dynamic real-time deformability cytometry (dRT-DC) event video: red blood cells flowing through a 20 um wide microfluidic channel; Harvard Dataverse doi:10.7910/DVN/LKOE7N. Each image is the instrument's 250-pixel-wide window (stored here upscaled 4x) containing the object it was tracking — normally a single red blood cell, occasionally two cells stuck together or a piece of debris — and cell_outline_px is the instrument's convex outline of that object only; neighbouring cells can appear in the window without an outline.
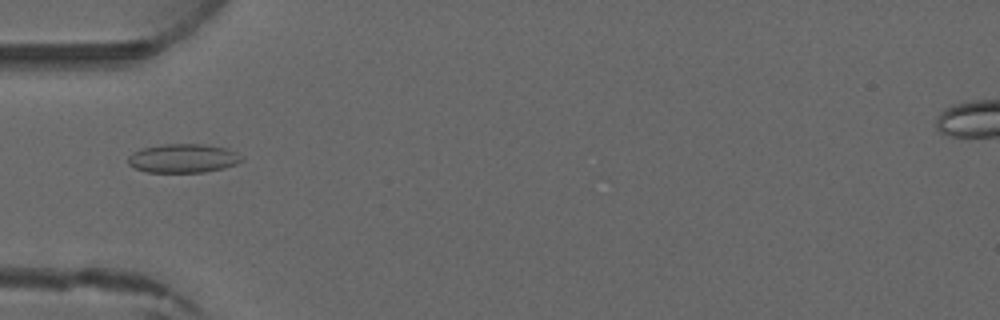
{"species": "common noctule bat (a hibernating species)", "species_latin": "Nyctalus noctula", "temperature_condition": "warm", "stored_images_in_passage": 5, "camera_frame_rate_fps": 3000, "um_per_image_px": 0.085, "animal": {"sex": "male", "forearm_length_mm": 52.5}, "frame": {"image": 1, "passage_image": 4, "time_ms": 3.667, "image_size_px": [1000, 320], "cell_outline_px": [[244, 160], [236, 164], [224, 168], [204, 172], [148, 172], [136, 168], [128, 164], [128, 156], [132, 152], [140, 148], [160, 144], [204, 144], [224, 148], [236, 152]], "centroid_in_image_um": [15.54, 13.45], "position_along_channel_um": 69.5, "area_um2": 19.13}}
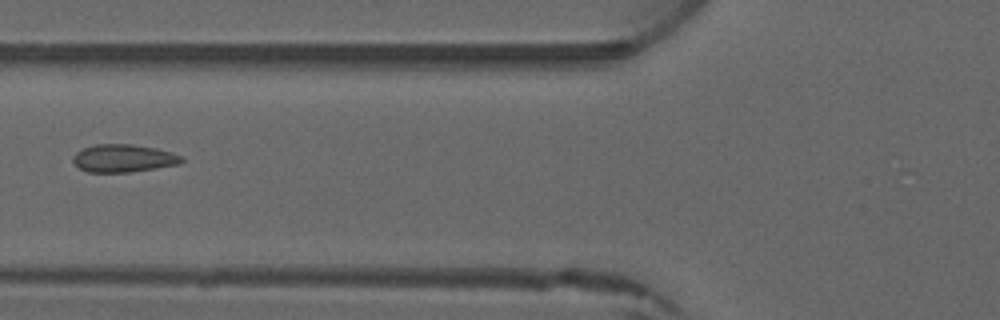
{"frame": {"image": 2, "passage_image": 5, "time_ms": 4.667, "image_size_px": [1000, 320], "cell_outline_px": [[184, 160], [180, 164], [132, 172], [88, 172], [80, 168], [72, 160], [72, 156], [76, 152], [84, 148], [96, 144], [132, 144], [156, 148], [172, 152], [184, 156]], "centroid_in_image_um": [10.53, 13.45], "position_along_channel_um": 115.3, "area_um2": 17.69}}